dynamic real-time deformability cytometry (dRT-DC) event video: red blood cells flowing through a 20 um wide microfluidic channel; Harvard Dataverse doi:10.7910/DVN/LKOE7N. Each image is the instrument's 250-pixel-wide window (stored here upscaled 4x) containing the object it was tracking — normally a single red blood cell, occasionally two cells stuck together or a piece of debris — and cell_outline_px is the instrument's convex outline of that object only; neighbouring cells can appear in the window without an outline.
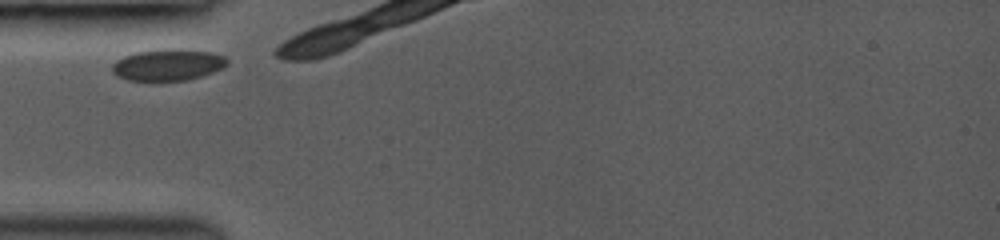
{"species": "common noctule bat (a hibernating species)", "species_latin": "Nyctalus noctula", "temperature_condition": "room temperature", "stored_images_in_passage": 3, "camera_frame_rate_fps": 3000, "um_per_image_px": 0.085, "animal": {"sex": "female", "body_mass_g": 19.0, "forearm_length_mm": 53.3}, "frame": {"image": 1, "passage_image": 1, "time_ms": 0.0, "image_size_px": [1000, 240], "cell_outline_px": [[228, 64], [224, 68], [188, 80], [152, 84], [128, 80], [116, 76], [112, 72], [112, 64], [116, 60], [124, 56], [136, 52], [160, 48], [180, 48], [212, 52], [224, 56], [228, 60]], "centroid_in_image_um": [14.24, 5.54], "position_along_channel_um": 70.8, "area_um2": 22.25}}